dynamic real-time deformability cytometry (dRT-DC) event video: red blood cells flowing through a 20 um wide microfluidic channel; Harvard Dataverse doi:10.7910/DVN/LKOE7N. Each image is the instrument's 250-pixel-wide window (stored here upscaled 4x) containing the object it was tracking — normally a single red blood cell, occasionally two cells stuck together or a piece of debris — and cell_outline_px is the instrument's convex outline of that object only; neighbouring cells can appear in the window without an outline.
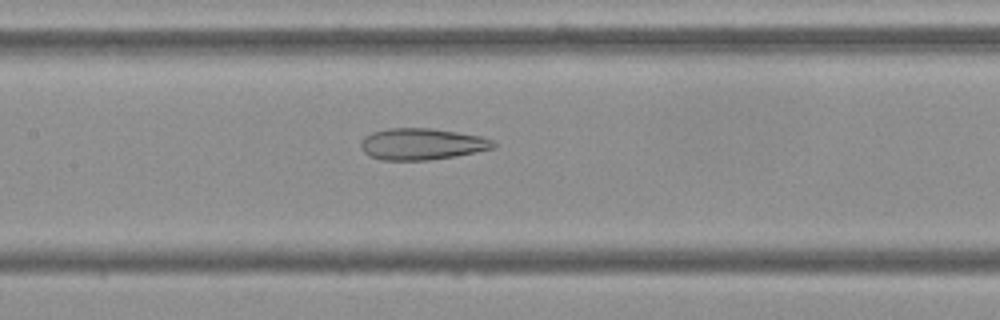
{"species": "Egyptian fruit bat (a non-hibernating species)", "species_latin": "Rousettus aegyptiacus", "temperature_condition": "cold", "stored_images_in_passage": 54, "camera_frame_rate_fps": 3000, "um_per_image_px": 0.085, "frame": {"image": 1, "passage_image": 25, "time_ms": 8.0, "image_size_px": [1000, 320], "cell_outline_px": [[496, 144], [492, 148], [476, 152], [456, 156], [428, 160], [380, 160], [364, 152], [360, 148], [360, 140], [364, 136], [372, 132], [388, 128], [432, 128], [480, 136], [496, 140]], "centroid_in_image_um": [35.84, 12.24], "position_along_channel_um": 171.6, "area_um2": 24.45}}
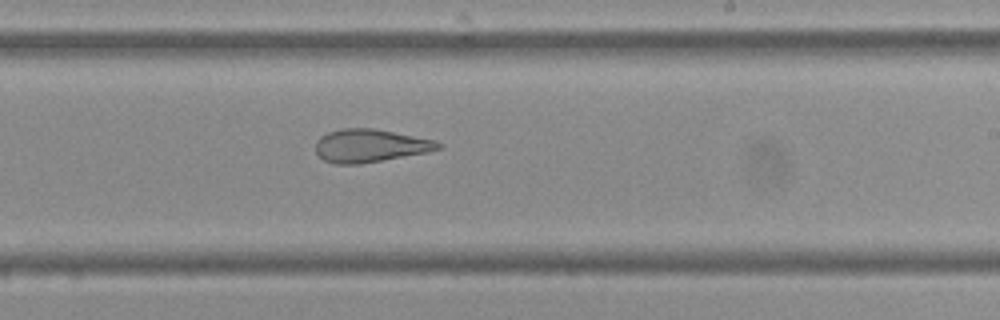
{"frame": {"image": 2, "passage_image": 32, "time_ms": 10.333, "image_size_px": [1000, 320], "cell_outline_px": [[444, 148], [428, 152], [360, 164], [336, 164], [324, 160], [316, 152], [316, 140], [320, 136], [328, 132], [340, 128], [372, 128], [436, 140], [444, 144]], "centroid_in_image_um": [31.48, 12.38], "position_along_channel_um": 257.5, "area_um2": 23.7}}
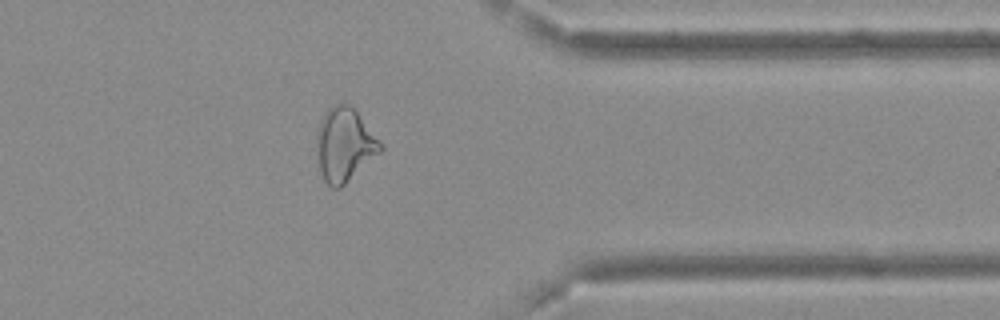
{"frame": {"image": 3, "passage_image": 43, "time_ms": 14.0, "image_size_px": [1000, 320], "cell_outline_px": [[384, 148], [380, 152], [340, 188], [332, 188], [324, 180], [320, 172], [316, 144], [316, 128], [324, 112], [332, 104], [348, 104], [356, 112], [384, 144]], "centroid_in_image_um": [29.26, 12.29], "position_along_channel_um": 382.1, "area_um2": 27.28}, "authors_computed_cell_mechanics": {"area_um2": 28.6688, "velocity_mm_per_s": 3.7029, "shape_relaxation_time_tau1_ms": null, "shape_relaxation_time_tau2_ms": 2.814, "deformation_change_tau1": null, "deformation_change_tau2": 0.1229}}